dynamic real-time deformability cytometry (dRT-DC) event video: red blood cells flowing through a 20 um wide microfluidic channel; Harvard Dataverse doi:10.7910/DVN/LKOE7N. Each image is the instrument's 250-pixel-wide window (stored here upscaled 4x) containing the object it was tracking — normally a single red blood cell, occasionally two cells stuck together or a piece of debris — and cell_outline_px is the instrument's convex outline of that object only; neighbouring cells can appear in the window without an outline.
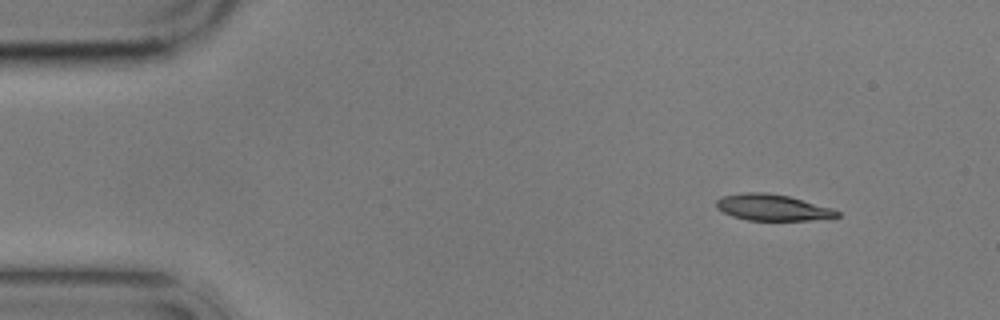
{"species": "common noctule bat (a hibernating species)", "species_latin": "Nyctalus noctula", "temperature_condition": "cold", "stored_images_in_passage": 4, "camera_frame_rate_fps": 3000, "um_per_image_px": 0.085, "animal": {"sex": "male", "body_mass_g": 17.9}, "frame": {"image": 1, "passage_image": 1, "time_ms": 0.0, "image_size_px": [1000, 320], "cell_outline_px": [[840, 216], [812, 220], [748, 220], [732, 216], [716, 208], [716, 200], [724, 196], [744, 192], [764, 192], [788, 196], [832, 208], [840, 212]], "centroid_in_image_um": [65.65, 17.63], "position_along_channel_um": 19.4, "area_um2": 18.32}}
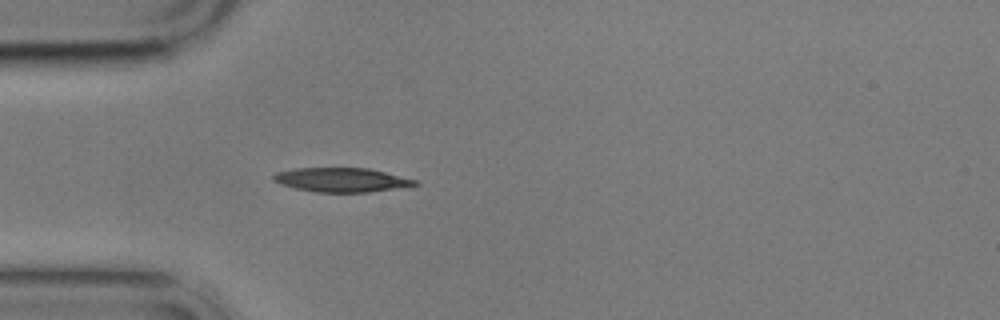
{"frame": {"image": 2, "passage_image": 4, "time_ms": 3.333, "image_size_px": [1000, 320], "cell_outline_px": [[420, 184], [404, 188], [368, 192], [316, 192], [296, 188], [280, 184], [272, 180], [272, 176], [276, 172], [296, 168], [368, 168], [416, 180]], "centroid_in_image_um": [29.04, 15.29], "position_along_channel_um": 56.0, "area_um2": 19.94}}